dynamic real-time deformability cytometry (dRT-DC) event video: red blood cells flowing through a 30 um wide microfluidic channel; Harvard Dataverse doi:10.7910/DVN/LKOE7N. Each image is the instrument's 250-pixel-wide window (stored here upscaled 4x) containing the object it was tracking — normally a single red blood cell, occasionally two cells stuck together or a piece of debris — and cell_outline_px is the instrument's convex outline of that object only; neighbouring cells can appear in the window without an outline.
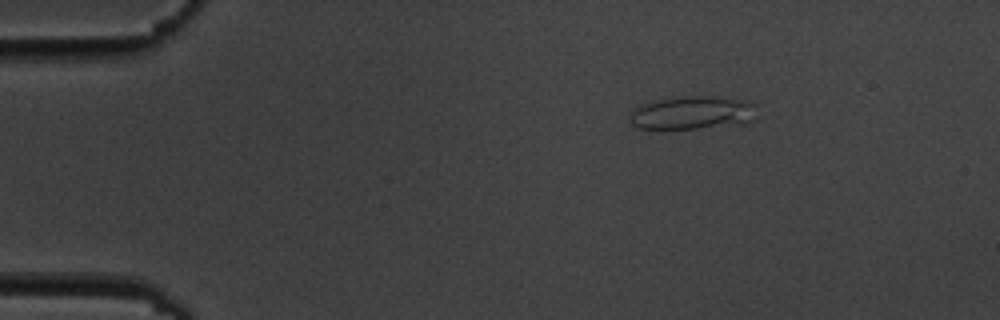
{"species": "common noctule bat (a hibernating species)", "species_latin": "Nyctalus noctula", "temperature_condition": "cold", "stored_images_in_passage": 3, "camera_frame_rate_fps": 3000, "um_per_image_px": 0.085, "animal": {"sex": "male", "body_mass_g": 19.5, "forearm_length_mm": 54.6}, "frame": {"image": 1, "passage_image": 1, "time_ms": 0.0, "image_size_px": [1000, 320], "cell_outline_px": [[756, 116], [752, 120], [744, 124], [696, 128], [640, 128], [632, 124], [632, 112], [640, 104], [652, 100], [684, 96], [720, 96], [748, 100], [756, 104]], "centroid_in_image_um": [58.95, 9.56], "position_along_channel_um": 26.0, "area_um2": 24.8}}